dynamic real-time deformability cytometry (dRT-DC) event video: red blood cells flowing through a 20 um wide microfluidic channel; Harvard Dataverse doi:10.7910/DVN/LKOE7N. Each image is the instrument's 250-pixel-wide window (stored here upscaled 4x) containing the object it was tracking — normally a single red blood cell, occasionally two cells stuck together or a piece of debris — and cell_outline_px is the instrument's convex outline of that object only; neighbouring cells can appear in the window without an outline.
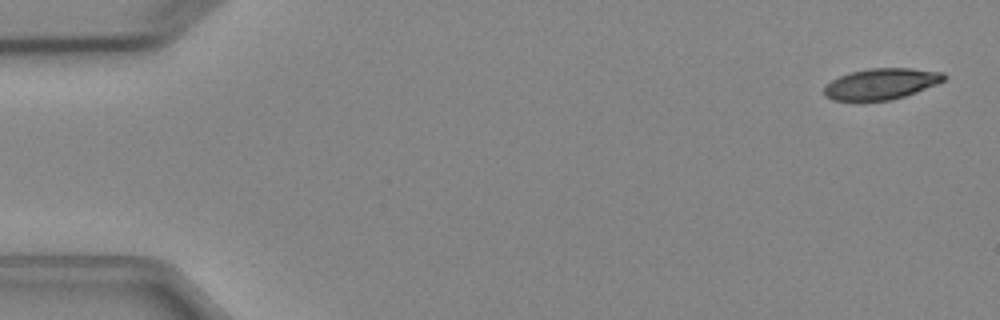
{"species": "Egyptian fruit bat (a non-hibernating species)", "species_latin": "Rousettus aegyptiacus", "temperature_condition": "cold", "stored_images_in_passage": 8, "camera_frame_rate_fps": 3000, "um_per_image_px": 0.085, "animal": {"sex": "female"}, "frame": {"image": 1, "passage_image": 1, "time_ms": 0.0, "image_size_px": [1000, 320], "cell_outline_px": [[948, 76], [944, 80], [936, 84], [916, 92], [904, 96], [888, 100], [832, 100], [824, 96], [824, 84], [848, 72], [868, 68], [912, 68], [944, 72]], "centroid_in_image_um": [74.89, 7.11], "position_along_channel_um": 10.1, "area_um2": 21.73}}
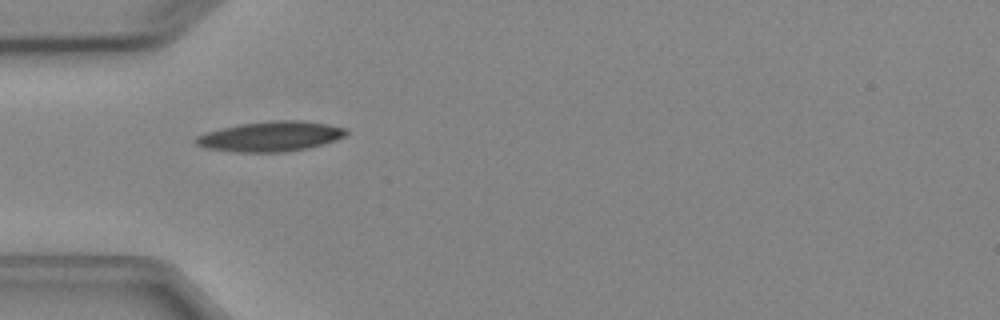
{"frame": {"image": 2, "passage_image": 5, "time_ms": 4.667, "image_size_px": [1000, 320], "cell_outline_px": [[348, 132], [344, 136], [336, 140], [324, 144], [308, 148], [284, 152], [236, 152], [204, 148], [196, 144], [192, 140], [196, 136], [204, 132], [220, 128], [240, 124], [272, 120], [300, 120], [328, 124], [348, 128]], "centroid_in_image_um": [22.98, 11.59], "position_along_channel_um": 62.0, "area_um2": 26.65}}
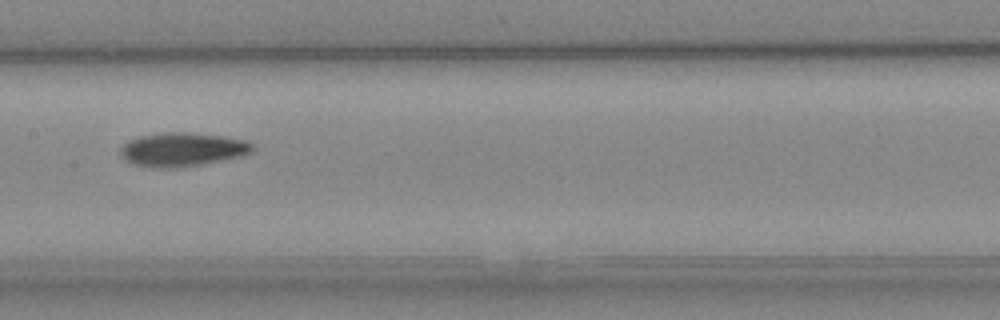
{"frame": {"image": 3, "passage_image": 8, "time_ms": 8.0, "image_size_px": [1000, 320], "cell_outline_px": [[256, 148], [252, 152], [240, 156], [224, 160], [204, 164], [172, 168], [152, 168], [132, 164], [124, 160], [120, 156], [120, 148], [128, 140], [140, 136], [168, 132], [188, 132], [224, 136], [248, 140], [256, 144]], "centroid_in_image_um": [15.53, 12.71], "position_along_channel_um": 191.9, "area_um2": 26.47}}